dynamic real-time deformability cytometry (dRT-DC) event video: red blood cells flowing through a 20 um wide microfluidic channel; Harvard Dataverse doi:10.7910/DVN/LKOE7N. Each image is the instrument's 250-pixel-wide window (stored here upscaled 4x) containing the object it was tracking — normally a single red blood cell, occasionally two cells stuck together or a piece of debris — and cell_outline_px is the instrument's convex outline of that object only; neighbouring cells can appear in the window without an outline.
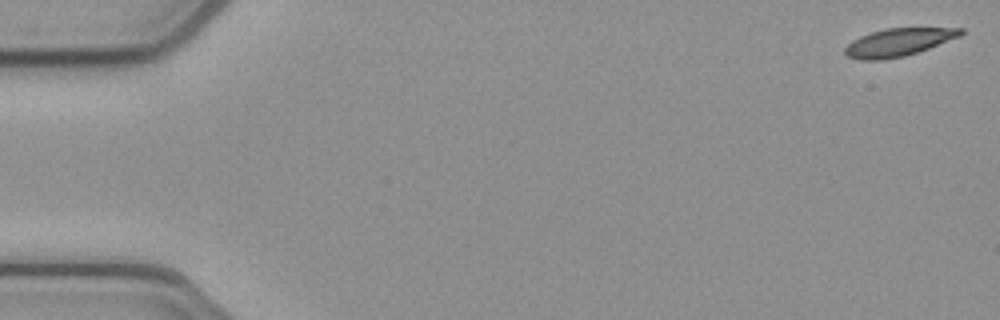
{"species": "common noctule bat (a hibernating species)", "species_latin": "Nyctalus noctula", "temperature_condition": "cold", "stored_images_in_passage": 53, "camera_frame_rate_fps": 3000, "um_per_image_px": 0.085, "animal": {"sex": "female", "body_mass_g": 21.9}, "frame": {"image": 1, "passage_image": 1, "time_ms": 0.0, "image_size_px": [1000, 320], "cell_outline_px": [[964, 32], [960, 36], [928, 48], [904, 56], [880, 60], [860, 60], [848, 56], [844, 52], [844, 48], [852, 40], [860, 36], [884, 28], [964, 28]], "centroid_in_image_um": [76.34, 3.59], "position_along_channel_um": 8.7, "area_um2": 18.55}}
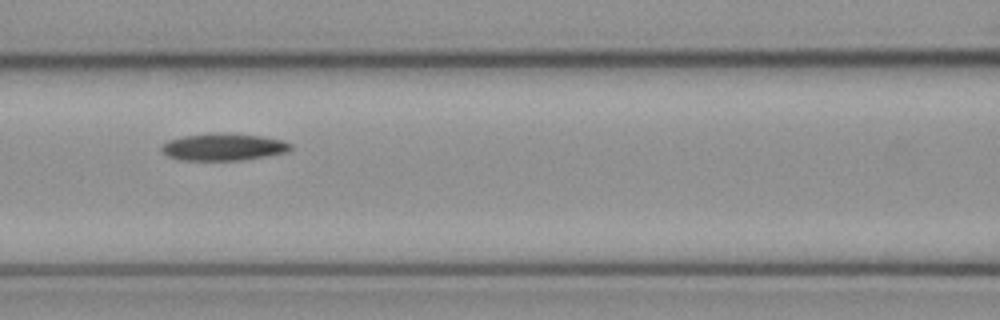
{"frame": {"image": 2, "passage_image": 23, "time_ms": 7.333, "image_size_px": [1000, 320], "cell_outline_px": [[292, 148], [288, 152], [240, 160], [180, 160], [168, 156], [160, 148], [168, 140], [184, 136], [216, 132], [260, 136], [284, 140], [292, 144]], "centroid_in_image_um": [19.01, 12.49], "position_along_channel_um": 147.6, "area_um2": 20.29}}
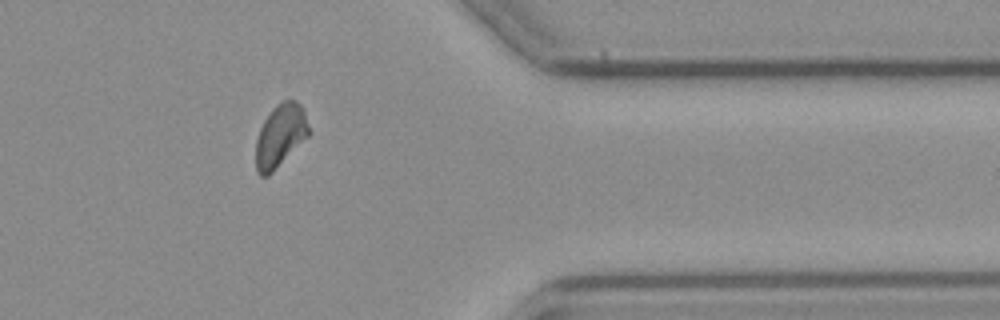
{"frame": {"image": 3, "passage_image": 43, "time_ms": 14.0, "image_size_px": [1000, 320], "cell_outline_px": [[308, 136], [268, 176], [260, 176], [256, 172], [256, 140], [260, 128], [264, 120], [272, 108], [276, 104], [284, 100], [296, 100], [304, 108], [308, 128]], "centroid_in_image_um": [23.8, 11.52], "position_along_channel_um": 387.6, "area_um2": 19.19}}